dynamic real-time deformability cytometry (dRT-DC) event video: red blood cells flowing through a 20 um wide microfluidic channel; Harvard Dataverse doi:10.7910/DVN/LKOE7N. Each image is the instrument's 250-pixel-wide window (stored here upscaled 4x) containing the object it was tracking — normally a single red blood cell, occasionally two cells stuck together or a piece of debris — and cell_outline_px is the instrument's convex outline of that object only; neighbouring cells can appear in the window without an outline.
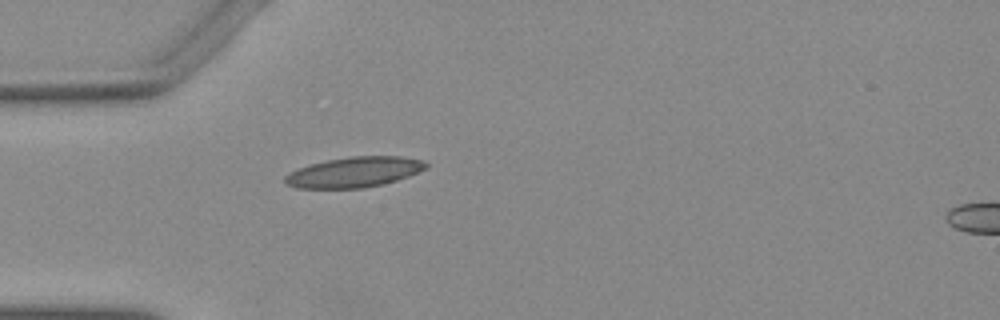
{"species": "Egyptian fruit bat (a non-hibernating species)", "species_latin": "Rousettus aegyptiacus", "temperature_condition": "warm", "stored_images_in_passage": 33, "camera_frame_rate_fps": 3000, "um_per_image_px": 0.085, "animal": {"sex": "female"}, "frame": {"image": 1, "passage_image": 1, "time_ms": 0.0, "image_size_px": [1000, 320], "cell_outline_px": [[428, 164], [424, 168], [408, 176], [396, 180], [380, 184], [360, 188], [296, 188], [288, 184], [284, 180], [284, 176], [308, 164], [348, 156], [400, 156], [424, 160]], "centroid_in_image_um": [30.09, 14.62], "position_along_channel_um": 54.9, "area_um2": 24.57}}
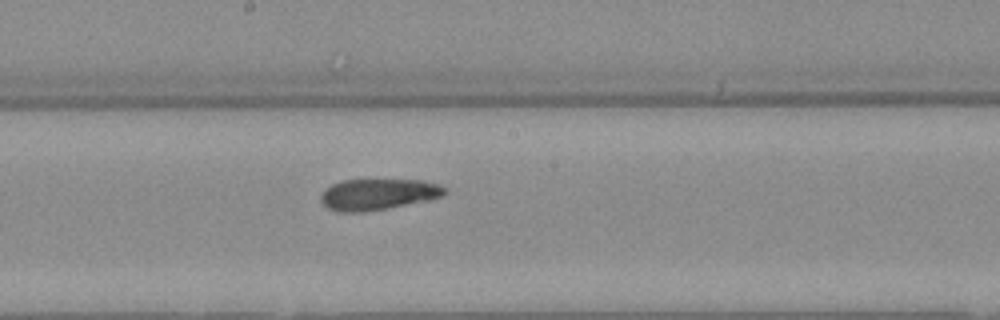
{"frame": {"image": 2, "passage_image": 14, "time_ms": 4.333, "image_size_px": [1000, 320], "cell_outline_px": [[448, 192], [444, 196], [428, 200], [384, 208], [360, 212], [336, 212], [328, 208], [320, 200], [320, 196], [332, 184], [344, 180], [424, 180], [436, 184], [444, 188]], "centroid_in_image_um": [32.13, 16.51], "position_along_channel_um": 216.1, "area_um2": 22.14}}
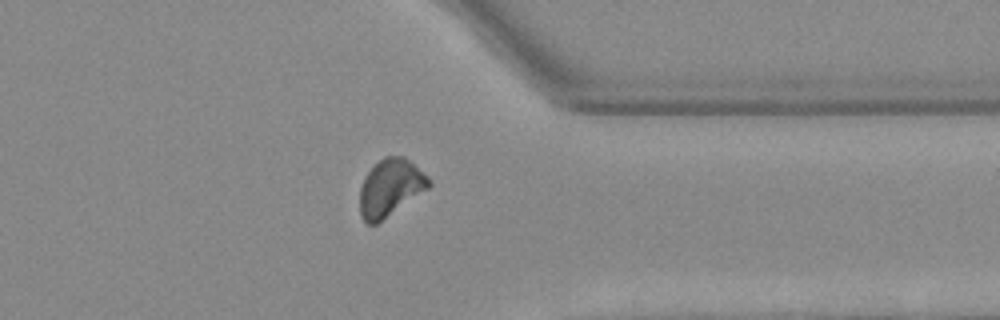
{"frame": {"image": 3, "passage_image": 27, "time_ms": 8.667, "image_size_px": [1000, 320], "cell_outline_px": [[432, 184], [428, 188], [376, 224], [368, 224], [360, 216], [360, 188], [368, 172], [384, 156], [404, 156], [428, 176], [432, 180]], "centroid_in_image_um": [33.19, 15.95], "position_along_channel_um": 378.2, "area_um2": 22.6}}